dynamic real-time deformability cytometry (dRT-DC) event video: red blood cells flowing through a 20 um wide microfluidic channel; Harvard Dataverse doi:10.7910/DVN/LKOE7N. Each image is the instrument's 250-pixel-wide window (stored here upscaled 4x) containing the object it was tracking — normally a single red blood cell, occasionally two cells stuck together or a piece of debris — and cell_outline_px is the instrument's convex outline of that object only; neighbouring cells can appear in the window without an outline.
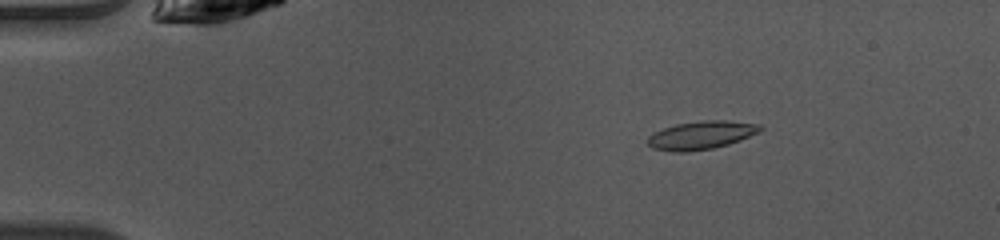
{"species": "common noctule bat (a hibernating species)", "species_latin": "Nyctalus noctula", "temperature_condition": "warm", "stored_images_in_passage": 49, "camera_frame_rate_fps": 3000, "um_per_image_px": 0.085, "animal": {"sex": "female", "body_mass_g": 10.0, "forearm_length_mm": 53.1}, "frame": {"image": 1, "passage_image": 8, "time_ms": 2.333, "image_size_px": [1000, 240], "cell_outline_px": [[764, 128], [760, 132], [740, 140], [728, 144], [712, 148], [688, 152], [676, 152], [652, 148], [648, 144], [648, 136], [664, 128], [676, 124], [704, 120], [728, 120], [760, 124]], "centroid_in_image_um": [59.64, 11.48], "position_along_channel_um": 25.4, "area_um2": 18.5}}
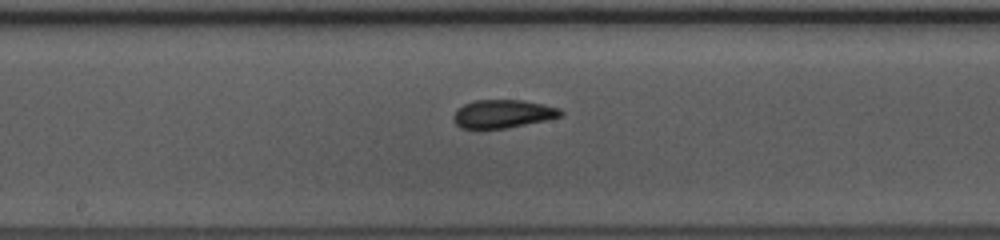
{"frame": {"image": 2, "passage_image": 26, "time_ms": 8.333, "image_size_px": [1000, 240], "cell_outline_px": [[564, 112], [560, 116], [544, 120], [504, 128], [460, 128], [452, 120], [452, 116], [456, 108], [464, 104], [476, 100], [524, 100], [544, 104], [560, 108]], "centroid_in_image_um": [42.7, 9.66], "position_along_channel_um": 205.5, "area_um2": 17.57}}
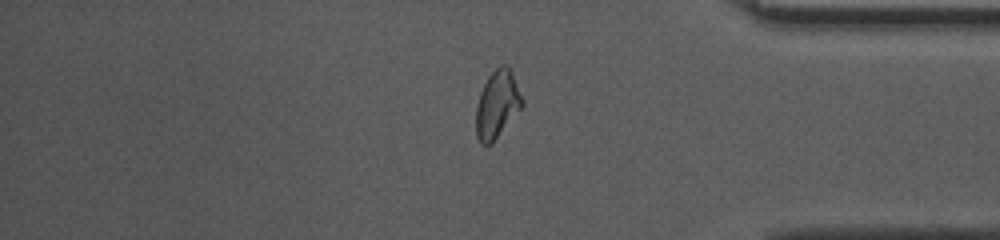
{"frame": {"image": 3, "passage_image": 41, "time_ms": 13.333, "image_size_px": [1000, 240], "cell_outline_px": [[524, 104], [492, 144], [480, 144], [476, 136], [476, 108], [480, 92], [488, 76], [500, 64], [508, 64], [512, 72], [524, 100]], "centroid_in_image_um": [42.26, 8.86], "position_along_channel_um": 392.9, "area_um2": 18.26}, "authors_computed_cell_mechanics": {"area_um2": 17.8602, "velocity_mm_per_s": 4.0801, "shape_relaxation_time_tau1_ms": 7.9001, "shape_relaxation_time_tau2_ms": 2.1034, "deformation_change_tau1": 0.2246, "deformation_change_tau2": 0.0837}}